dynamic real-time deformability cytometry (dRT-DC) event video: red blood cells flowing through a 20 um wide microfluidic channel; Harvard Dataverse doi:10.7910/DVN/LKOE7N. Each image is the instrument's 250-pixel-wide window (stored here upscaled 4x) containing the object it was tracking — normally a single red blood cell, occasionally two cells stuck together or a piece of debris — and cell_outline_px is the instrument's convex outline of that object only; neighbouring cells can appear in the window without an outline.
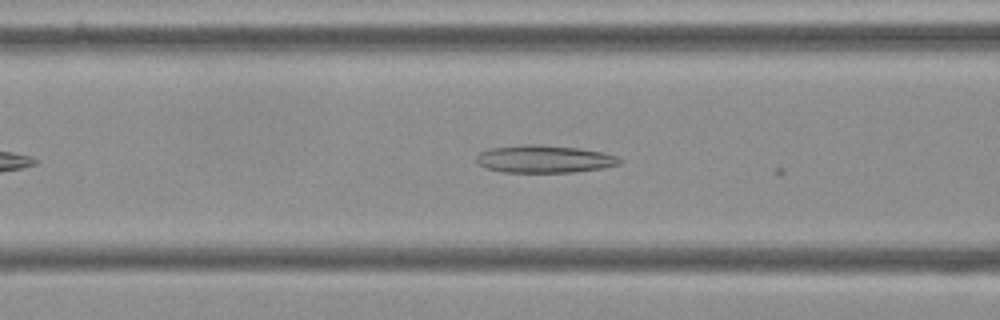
{"species": "Egyptian fruit bat (a non-hibernating species)", "species_latin": "Rousettus aegyptiacus", "temperature_condition": "cold", "stored_images_in_passage": 7, "camera_frame_rate_fps": 3000, "um_per_image_px": 0.085, "frame": {"image": 1, "passage_image": 5, "time_ms": 1.333, "image_size_px": [1000, 320], "cell_outline_px": [[624, 160], [620, 164], [600, 168], [572, 172], [504, 172], [488, 168], [476, 164], [476, 156], [480, 152], [488, 148], [524, 144], [540, 144], [580, 148], [620, 156]], "centroid_in_image_um": [46.26, 13.5], "position_along_channel_um": 120.3, "area_um2": 23.18}}